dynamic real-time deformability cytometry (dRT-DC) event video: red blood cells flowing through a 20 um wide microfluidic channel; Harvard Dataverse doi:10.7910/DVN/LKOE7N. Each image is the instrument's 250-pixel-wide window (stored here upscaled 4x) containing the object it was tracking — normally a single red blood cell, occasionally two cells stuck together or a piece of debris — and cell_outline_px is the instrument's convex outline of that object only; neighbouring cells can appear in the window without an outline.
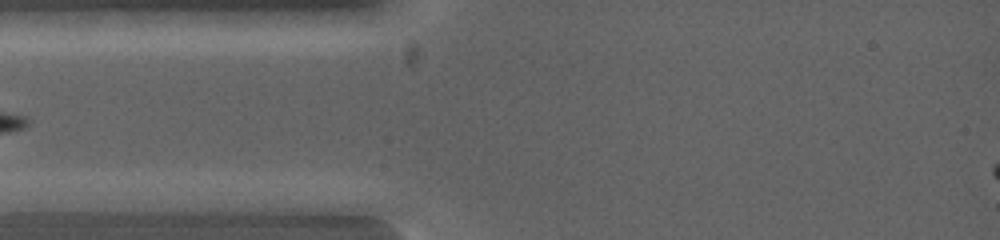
{"species": "common noctule bat (a hibernating species)", "species_latin": "Nyctalus noctula", "temperature_condition": "warm", "stored_images_in_passage": 4, "camera_frame_rate_fps": 5000, "um_per_image_px": 0.085, "animal": {"sex": "female", "body_mass_g": 19.0, "forearm_length_mm": 53.3}, "frame": {"image": 1, "passage_image": 1, "time_ms": 0.0, "image_size_px": [1000, 240], "cell_outline_px": [[308, 200], [300, 216], [292, 216], [184, 208], [148, 200], [192, 192], [272, 192]], "centroid_in_image_um": [20.29, 17.21], "position_along_channel_um": 64.7, "area_um2": 18.73}}